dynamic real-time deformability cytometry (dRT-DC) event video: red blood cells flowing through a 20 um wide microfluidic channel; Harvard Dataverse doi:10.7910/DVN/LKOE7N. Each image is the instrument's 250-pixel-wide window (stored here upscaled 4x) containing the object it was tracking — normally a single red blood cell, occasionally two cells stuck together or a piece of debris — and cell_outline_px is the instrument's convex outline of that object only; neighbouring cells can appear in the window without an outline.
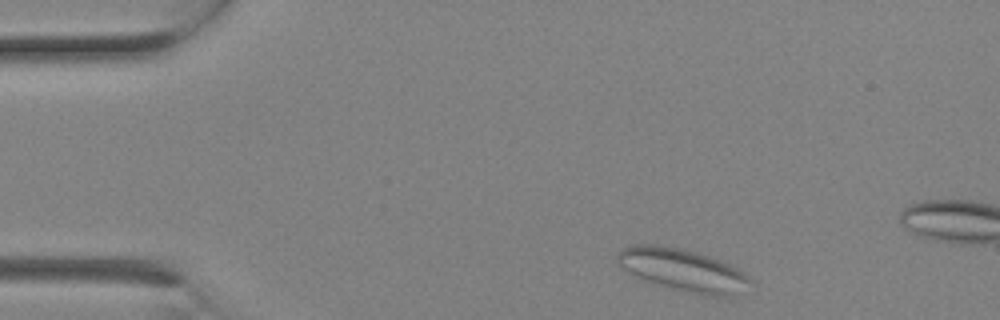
{"species": "Egyptian fruit bat (a non-hibernating species)", "species_latin": "Rousettus aegyptiacus", "temperature_condition": "room temperature", "stored_images_in_passage": 3, "camera_frame_rate_fps": 3000, "um_per_image_px": 0.085, "animal": {"sex": "female"}, "frame": {"image": 1, "passage_image": 3, "time_ms": 0.667, "image_size_px": [1000, 320], "cell_outline_px": [[756, 284], [728, 296], [708, 296], [668, 288], [644, 280], [620, 268], [616, 264], [616, 256], [620, 248], [632, 244], [652, 244], [676, 248], [696, 252], [720, 260], [744, 272]], "centroid_in_image_um": [58.0, 22.95], "position_along_channel_um": 27.0, "area_um2": 33.0}}